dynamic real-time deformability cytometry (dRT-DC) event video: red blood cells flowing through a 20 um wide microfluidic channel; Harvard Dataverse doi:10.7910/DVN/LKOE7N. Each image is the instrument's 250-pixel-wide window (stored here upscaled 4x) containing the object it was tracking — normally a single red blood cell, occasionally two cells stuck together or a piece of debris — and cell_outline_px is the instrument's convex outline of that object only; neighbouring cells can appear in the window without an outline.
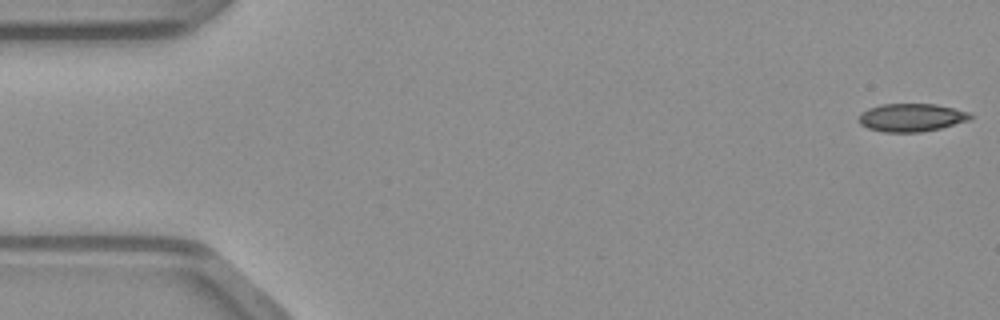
{"species": "common noctule bat (a hibernating species)", "species_latin": "Nyctalus noctula", "temperature_condition": "warm", "stored_images_in_passage": 48, "camera_frame_rate_fps": 3000, "um_per_image_px": 0.085, "animal": {"sex": "male", "body_mass_g": 23.1, "forearm_length_mm": 52.7}, "frame": {"image": 1, "passage_image": 1, "time_ms": 0.0, "image_size_px": [1000, 320], "cell_outline_px": [[972, 116], [968, 120], [940, 128], [920, 132], [884, 132], [868, 128], [860, 124], [860, 112], [868, 108], [880, 104], [936, 104], [972, 112]], "centroid_in_image_um": [77.47, 9.98], "position_along_channel_um": 7.5, "area_um2": 18.21}}
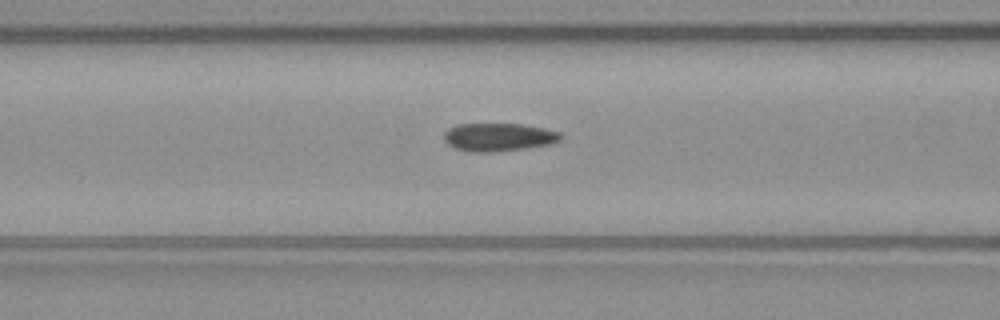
{"frame": {"image": 2, "passage_image": 19, "time_ms": 6.0, "image_size_px": [1000, 320], "cell_outline_px": [[564, 136], [560, 140], [548, 144], [528, 148], [496, 152], [468, 152], [452, 148], [444, 140], [444, 132], [448, 128], [456, 124], [520, 124], [544, 128], [560, 132]], "centroid_in_image_um": [42.35, 11.66], "position_along_channel_um": 124.3, "area_um2": 19.36}}
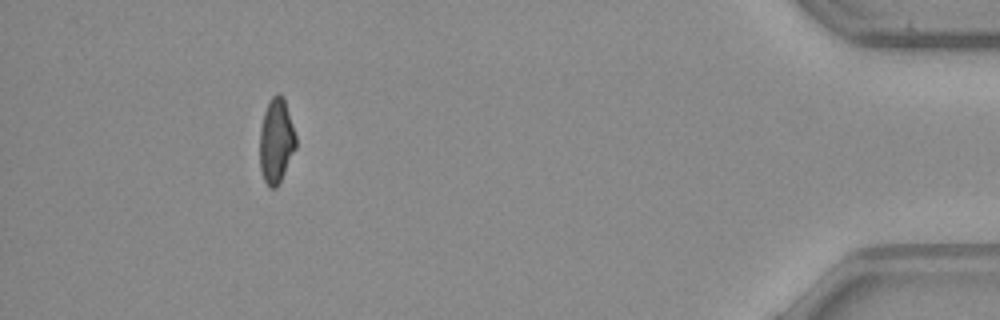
{"frame": {"image": 3, "passage_image": 44, "time_ms": 14.333, "image_size_px": [1000, 320], "cell_outline_px": [[296, 148], [276, 188], [268, 188], [264, 180], [260, 168], [260, 128], [264, 112], [268, 100], [276, 92], [280, 92], [284, 96], [296, 136]], "centroid_in_image_um": [23.47, 11.92], "position_along_channel_um": 411.7, "area_um2": 17.98}}